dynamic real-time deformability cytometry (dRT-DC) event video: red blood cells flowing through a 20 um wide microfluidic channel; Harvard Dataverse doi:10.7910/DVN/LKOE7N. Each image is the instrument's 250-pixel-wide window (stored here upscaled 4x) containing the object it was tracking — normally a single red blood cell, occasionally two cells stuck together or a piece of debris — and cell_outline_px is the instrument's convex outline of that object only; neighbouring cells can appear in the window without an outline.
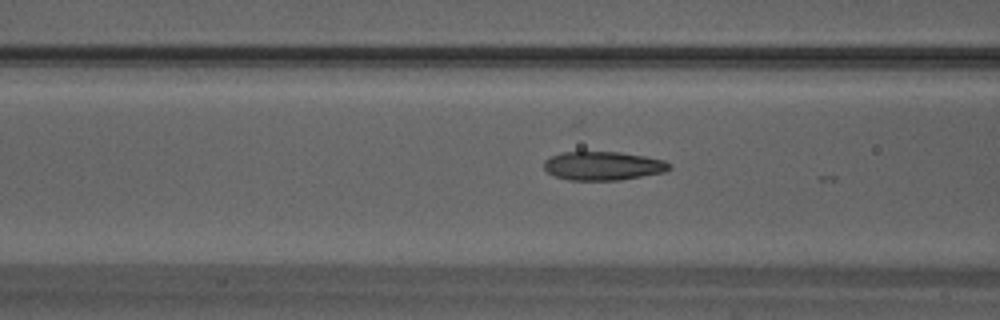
{"species": "Egyptian fruit bat (a non-hibernating species)", "species_latin": "Rousettus aegyptiacus", "temperature_condition": "warm", "stored_images_in_passage": 15, "camera_frame_rate_fps": 3000, "um_per_image_px": 0.085, "animal": {"sex": "male"}, "frame": {"image": 1, "passage_image": 12, "time_ms": 3.667, "image_size_px": [1000, 320], "cell_outline_px": [[672, 168], [664, 172], [620, 180], [568, 180], [556, 176], [548, 172], [544, 168], [544, 160], [552, 156], [564, 152], [620, 152], [644, 156], [664, 160], [672, 164]], "centroid_in_image_um": [51.29, 14.1], "position_along_channel_um": 115.3, "area_um2": 20.92}}